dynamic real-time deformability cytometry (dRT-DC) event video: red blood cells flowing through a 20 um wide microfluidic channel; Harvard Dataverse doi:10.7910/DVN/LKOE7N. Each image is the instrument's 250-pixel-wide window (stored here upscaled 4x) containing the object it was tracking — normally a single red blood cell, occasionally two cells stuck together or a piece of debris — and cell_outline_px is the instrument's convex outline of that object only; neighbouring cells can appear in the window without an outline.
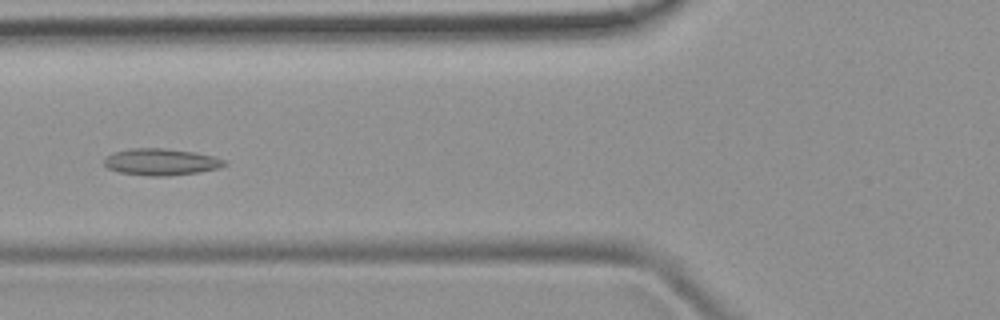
{"species": "common noctule bat (a hibernating species)", "species_latin": "Nyctalus noctula", "temperature_condition": "room temperature", "stored_images_in_passage": 5, "camera_frame_rate_fps": 3000, "um_per_image_px": 0.085, "animal": {"sex": "female", "body_mass_g": 19.9}, "frame": {"image": 1, "passage_image": 5, "time_ms": 5.333, "image_size_px": [1000, 320], "cell_outline_px": [[228, 164], [220, 168], [196, 172], [168, 176], [148, 176], [120, 172], [108, 168], [104, 164], [104, 160], [112, 152], [132, 148], [164, 148], [196, 152], [228, 160]], "centroid_in_image_um": [13.72, 13.76], "position_along_channel_um": 112.1, "area_um2": 18.79}}